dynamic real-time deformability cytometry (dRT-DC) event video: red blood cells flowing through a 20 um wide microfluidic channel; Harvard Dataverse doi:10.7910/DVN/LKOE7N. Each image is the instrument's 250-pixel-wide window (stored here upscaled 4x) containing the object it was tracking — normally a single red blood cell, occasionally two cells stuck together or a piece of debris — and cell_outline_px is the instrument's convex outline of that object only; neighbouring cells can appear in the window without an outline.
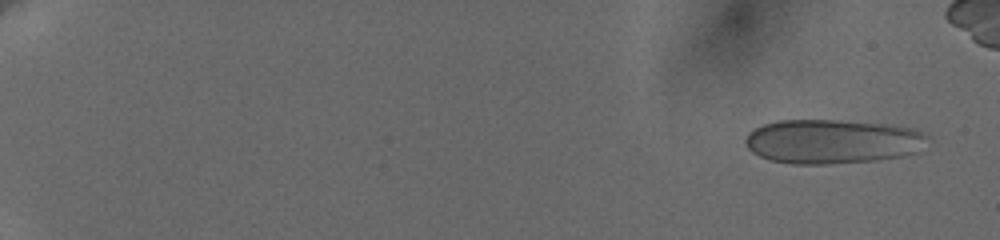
{"species": "human", "species_latin": "Homo sapiens", "temperature_condition": "cold", "stored_images_in_passage": 59, "camera_frame_rate_fps": 3000, "um_per_image_px": 0.085, "donor": {"sex": "female"}, "frame": {"image": 1, "passage_image": 3, "time_ms": 0.667, "image_size_px": [1000, 240], "cell_outline_px": [[928, 136], [916, 152], [900, 156], [876, 160], [828, 164], [792, 164], [768, 160], [752, 152], [748, 148], [744, 140], [748, 132], [764, 124], [780, 120], [840, 120], [892, 124], [912, 128]], "centroid_in_image_um": [70.7, 12.02], "position_along_channel_um": 14.3, "area_um2": 46.99}}
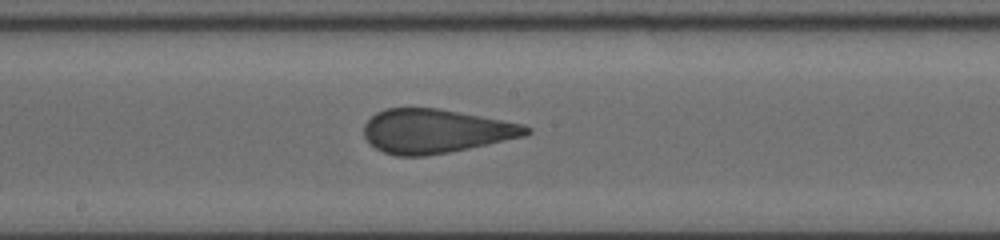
{"frame": {"image": 2, "passage_image": 35, "time_ms": 11.333, "image_size_px": [1000, 240], "cell_outline_px": [[532, 132], [524, 136], [468, 148], [448, 152], [424, 156], [396, 156], [384, 152], [368, 144], [364, 136], [364, 124], [376, 112], [384, 108], [436, 108], [524, 124], [532, 128]], "centroid_in_image_um": [36.99, 11.14], "position_along_channel_um": 211.2, "area_um2": 41.44}}
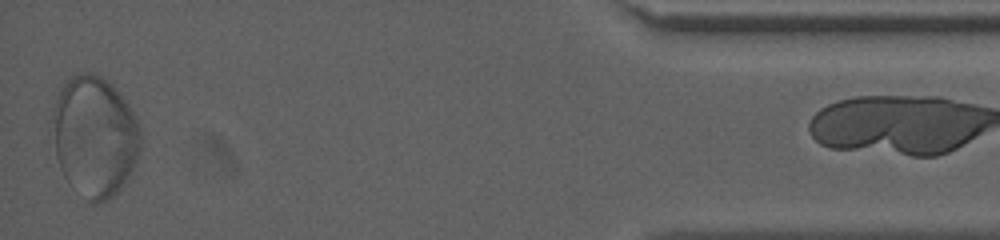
{"frame": {"image": 3, "passage_image": 58, "time_ms": 19.0, "image_size_px": [1000, 240], "cell_outline_px": [[144, 136], [140, 152], [128, 176], [120, 188], [108, 200], [96, 204], [92, 204], [64, 176], [60, 168], [56, 156], [52, 112], [52, 108], [60, 88], [72, 76], [80, 72], [92, 72], [100, 76], [112, 84], [116, 88], [128, 104], [136, 116]], "centroid_in_image_um": [8.07, 11.56], "position_along_channel_um": 427.1, "area_um2": 62.14}}